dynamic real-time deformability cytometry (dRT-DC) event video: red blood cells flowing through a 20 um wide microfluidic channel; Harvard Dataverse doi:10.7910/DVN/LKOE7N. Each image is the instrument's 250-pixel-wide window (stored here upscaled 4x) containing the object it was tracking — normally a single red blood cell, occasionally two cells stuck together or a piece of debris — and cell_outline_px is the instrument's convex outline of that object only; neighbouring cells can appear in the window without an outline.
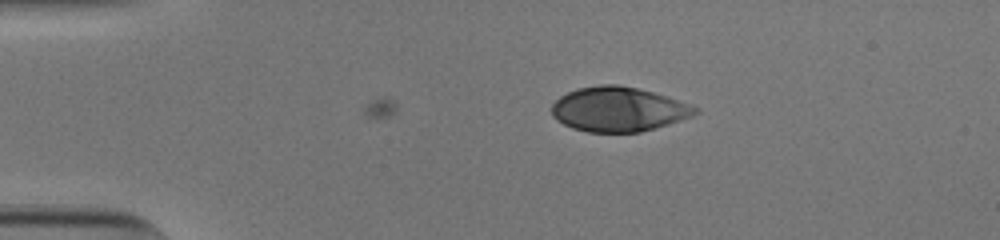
{"species": "human", "species_latin": "Homo sapiens", "temperature_condition": "cold", "stored_images_in_passage": 29, "camera_frame_rate_fps": 3000, "um_per_image_px": 0.085, "donor": {"sex": "male"}, "frame": {"image": 1, "passage_image": 1, "time_ms": 0.0, "image_size_px": [1000, 240], "cell_outline_px": [[700, 112], [692, 116], [656, 128], [640, 132], [588, 132], [572, 128], [556, 120], [552, 116], [552, 104], [560, 96], [576, 88], [600, 84], [620, 84], [640, 88], [668, 96], [700, 108]], "centroid_in_image_um": [52.58, 9.27], "position_along_channel_um": 32.4, "area_um2": 37.63}}
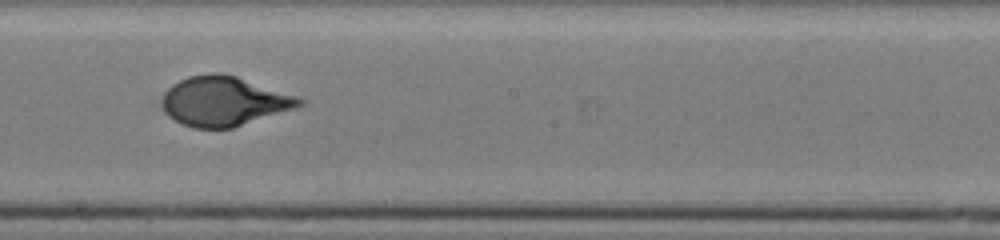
{"frame": {"image": 2, "passage_image": 21, "time_ms": 6.667, "image_size_px": [1000, 240], "cell_outline_px": [[304, 104], [296, 108], [232, 128], [192, 128], [168, 116], [164, 112], [160, 104], [160, 96], [172, 84], [188, 76], [212, 72], [216, 72], [236, 76], [296, 96], [304, 100]], "centroid_in_image_um": [18.98, 8.6], "position_along_channel_um": 229.2, "area_um2": 39.65}}
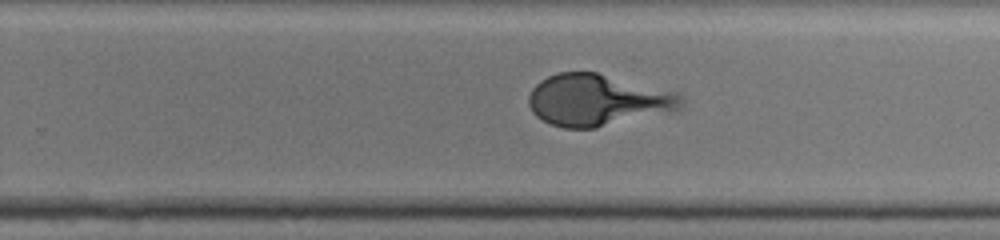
{"frame": {"image": 3, "passage_image": 25, "time_ms": 8.0, "image_size_px": [1000, 240], "cell_outline_px": [[684, 104], [676, 112], [596, 128], [564, 128], [552, 124], [536, 116], [532, 112], [528, 104], [528, 96], [532, 88], [540, 80], [548, 76], [560, 72], [596, 72], [676, 92], [684, 96]], "centroid_in_image_um": [50.84, 8.52], "position_along_channel_um": 279.0, "area_um2": 46.41}}